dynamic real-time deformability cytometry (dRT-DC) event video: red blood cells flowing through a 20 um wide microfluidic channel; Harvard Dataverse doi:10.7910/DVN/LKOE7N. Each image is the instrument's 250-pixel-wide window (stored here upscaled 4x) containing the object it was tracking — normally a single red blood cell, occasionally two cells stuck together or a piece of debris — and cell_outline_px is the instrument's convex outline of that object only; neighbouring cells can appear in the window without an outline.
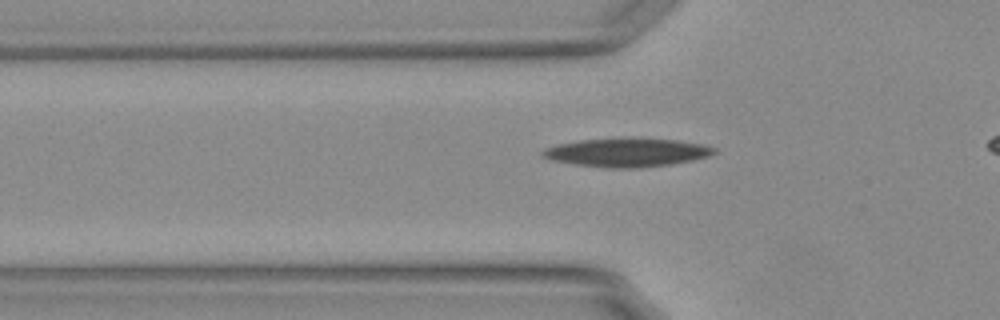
{"species": "Egyptian fruit bat (a non-hibernating species)", "species_latin": "Rousettus aegyptiacus", "temperature_condition": "warm", "stored_images_in_passage": 32, "camera_frame_rate_fps": 3000, "um_per_image_px": 0.085, "animal": {"sex": "female"}, "frame": {"image": 1, "passage_image": 5, "time_ms": 1.333, "image_size_px": [1000, 320], "cell_outline_px": [[716, 152], [708, 156], [692, 160], [672, 164], [640, 168], [612, 168], [572, 164], [552, 160], [540, 156], [540, 152], [544, 148], [560, 144], [580, 140], [624, 136], [640, 136], [676, 140], [704, 144], [716, 148]], "centroid_in_image_um": [53.29, 12.93], "position_along_channel_um": 72.5, "area_um2": 29.42}, "authors_computed_cell_mechanics": {"area_um2": 27.3683, "velocity_mm_per_s": 3.7268, "shape_relaxation_time_tau1_ms": 7.5883, "shape_relaxation_time_tau2_ms": null, "deformation_change_tau1": 0.1711, "deformation_change_tau2": null}}